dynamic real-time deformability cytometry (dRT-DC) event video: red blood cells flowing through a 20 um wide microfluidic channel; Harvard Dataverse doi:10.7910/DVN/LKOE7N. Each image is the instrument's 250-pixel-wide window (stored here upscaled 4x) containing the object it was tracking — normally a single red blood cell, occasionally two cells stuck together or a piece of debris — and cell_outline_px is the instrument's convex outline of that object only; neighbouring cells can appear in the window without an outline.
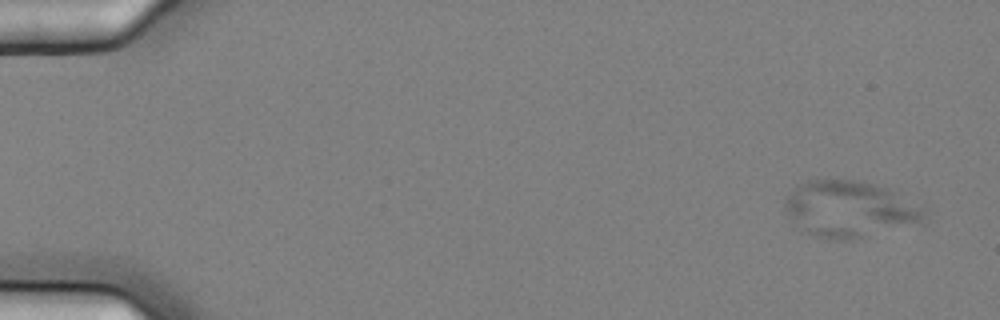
{"species": "common noctule bat (a hibernating species)", "species_latin": "Nyctalus noctula", "temperature_condition": "cold", "stored_images_in_passage": 5, "camera_frame_rate_fps": 3000, "um_per_image_px": 0.085, "animal": {"sex": "female", "body_mass_g": 25.1}, "frame": {"image": 1, "passage_image": 1, "time_ms": 0.0, "image_size_px": [1000, 320], "cell_outline_px": [[924, 216], [920, 220], [848, 240], [828, 240], [812, 236], [804, 232], [792, 224], [784, 208], [784, 200], [792, 188], [808, 180], [852, 180], [872, 184], [888, 188], [924, 208]], "centroid_in_image_um": [72.05, 17.76], "position_along_channel_um": 13.0, "area_um2": 44.91}}
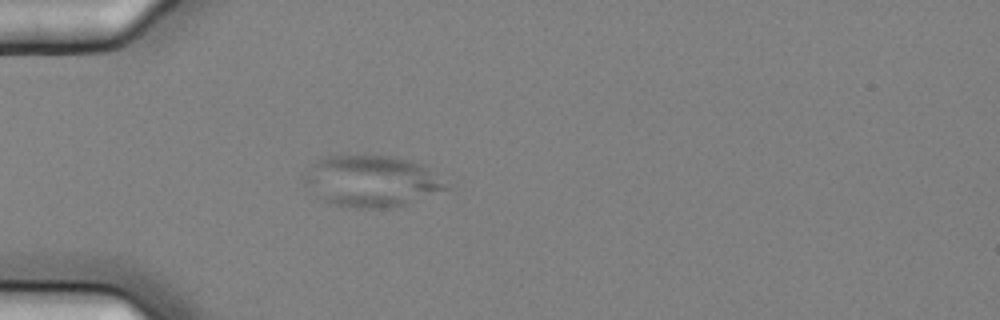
{"frame": {"image": 2, "passage_image": 5, "time_ms": 1.333, "image_size_px": [1000, 320], "cell_outline_px": [[452, 188], [408, 204], [392, 208], [356, 208], [332, 204], [320, 200], [300, 180], [312, 164], [320, 156], [392, 156], [408, 160], [420, 164], [428, 168], [448, 184]], "centroid_in_image_um": [31.56, 15.42], "position_along_channel_um": 53.4, "area_um2": 42.89}}